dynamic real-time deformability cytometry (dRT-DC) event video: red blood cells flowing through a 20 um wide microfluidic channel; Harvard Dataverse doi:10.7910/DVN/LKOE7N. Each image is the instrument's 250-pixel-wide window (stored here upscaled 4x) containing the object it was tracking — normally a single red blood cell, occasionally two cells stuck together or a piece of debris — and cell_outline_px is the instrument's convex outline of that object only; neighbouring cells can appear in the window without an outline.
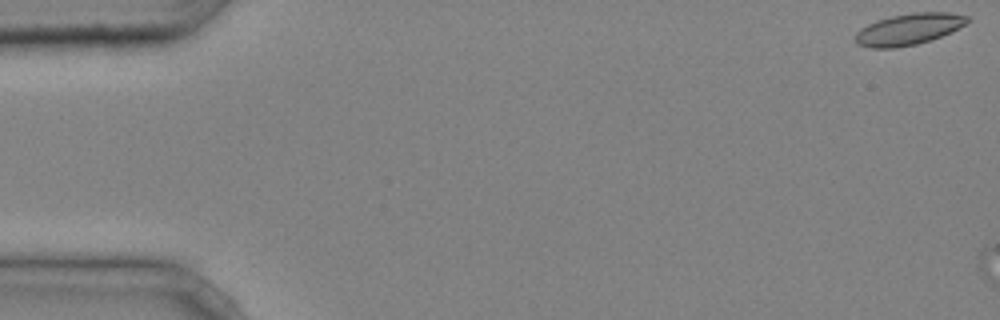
{"species": "common noctule bat (a hibernating species)", "species_latin": "Nyctalus noctula", "temperature_condition": "cold", "stored_images_in_passage": 3, "camera_frame_rate_fps": 3000, "um_per_image_px": 0.085, "animal": {"sex": "male", "body_mass_g": 20.4}, "frame": {"image": 1, "passage_image": 1, "time_ms": 0.0, "image_size_px": [1000, 320], "cell_outline_px": [[972, 20], [952, 32], [932, 40], [916, 44], [896, 48], [872, 48], [856, 44], [852, 40], [852, 36], [860, 28], [876, 20], [892, 16], [912, 12], [948, 12], [968, 16]], "centroid_in_image_um": [77.21, 2.49], "position_along_channel_um": 7.8, "area_um2": 20.92}}